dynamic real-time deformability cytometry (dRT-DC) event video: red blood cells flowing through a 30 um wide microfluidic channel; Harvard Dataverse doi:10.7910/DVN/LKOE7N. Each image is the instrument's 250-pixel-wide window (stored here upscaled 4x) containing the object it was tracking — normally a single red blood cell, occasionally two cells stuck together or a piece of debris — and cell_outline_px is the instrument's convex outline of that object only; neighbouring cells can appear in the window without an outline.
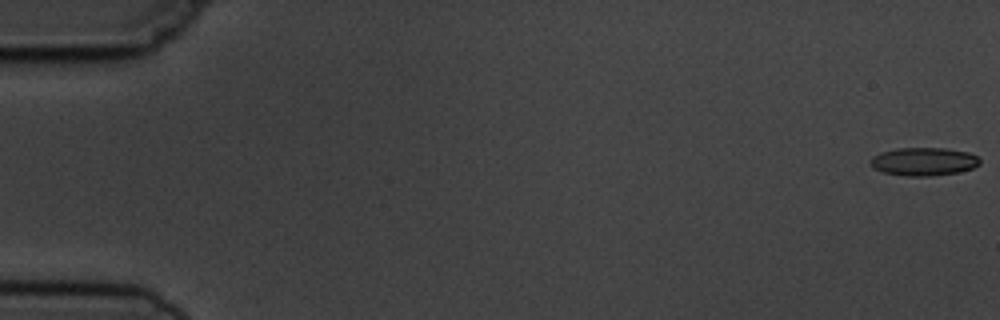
{"species": "common noctule bat (a hibernating species)", "species_latin": "Nyctalus noctula", "temperature_condition": "cold", "stored_images_in_passage": 6, "segment_of_instrument_passage": [1, 2], "camera_frame_rate_fps": 3000, "um_per_image_px": 0.085, "animal": {"sex": "male", "body_mass_g": 19.5, "forearm_length_mm": 54.6}, "frame": {"image": 1, "passage_image": 1, "time_ms": 0.0, "image_size_px": [1000, 320], "cell_outline_px": [[980, 164], [972, 168], [960, 172], [932, 176], [908, 176], [884, 172], [872, 168], [868, 160], [872, 156], [880, 152], [896, 148], [944, 148], [968, 152], [976, 156], [980, 160]], "centroid_in_image_um": [78.48, 13.73], "position_along_channel_um": 6.5, "area_um2": 18.09}}
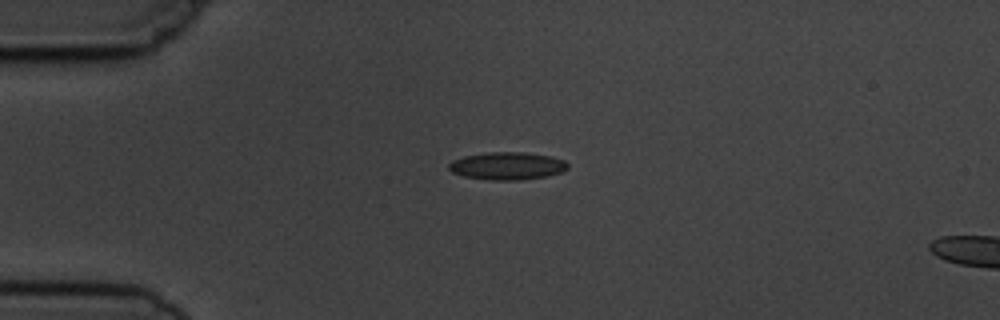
{"frame": {"image": 2, "passage_image": 4, "time_ms": 4.333, "image_size_px": [1000, 320], "cell_outline_px": [[568, 168], [564, 172], [548, 176], [520, 180], [488, 180], [464, 176], [452, 172], [448, 168], [448, 164], [452, 160], [464, 156], [488, 152], [524, 152], [552, 156], [564, 160], [568, 164]], "centroid_in_image_um": [43.14, 14.1], "position_along_channel_um": 41.9, "area_um2": 19.36}}